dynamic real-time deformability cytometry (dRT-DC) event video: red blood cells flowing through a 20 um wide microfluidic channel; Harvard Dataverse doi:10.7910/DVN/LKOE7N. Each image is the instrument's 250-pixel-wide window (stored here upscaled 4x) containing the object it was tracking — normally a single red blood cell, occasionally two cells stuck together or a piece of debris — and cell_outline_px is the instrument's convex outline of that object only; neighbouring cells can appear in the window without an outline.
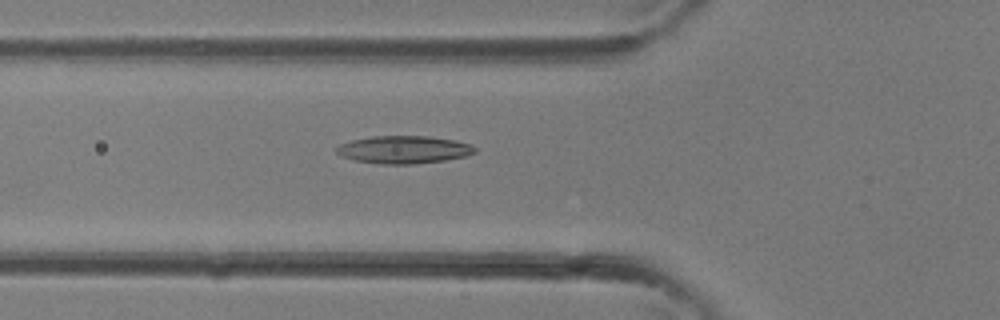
{"species": "common noctule bat (a hibernating species)", "species_latin": "Nyctalus noctula", "temperature_condition": "room temperature", "stored_images_in_passage": 22, "camera_frame_rate_fps": 3000, "um_per_image_px": 0.085, "animal": {"sex": "female"}, "frame": {"image": 1, "passage_image": 13, "time_ms": 4.0, "image_size_px": [1000, 320], "cell_outline_px": [[476, 152], [464, 156], [444, 160], [416, 164], [380, 164], [356, 160], [340, 156], [336, 152], [336, 148], [340, 144], [352, 140], [372, 136], [428, 136], [452, 140], [472, 144], [476, 148]], "centroid_in_image_um": [34.31, 12.72], "position_along_channel_um": 91.5, "area_um2": 22.25}}
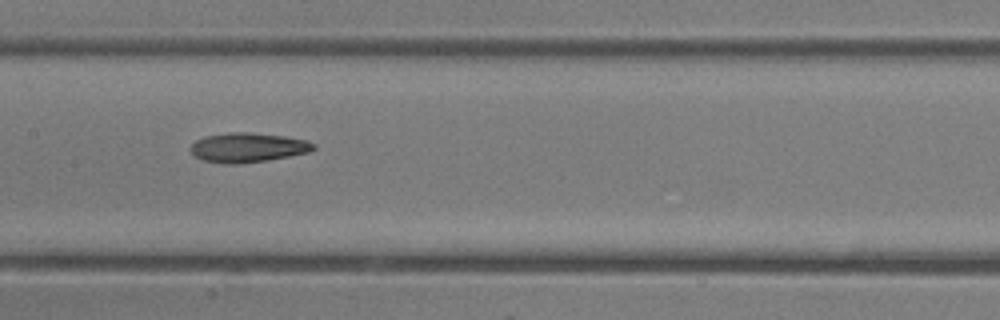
{"frame": {"image": 2, "passage_image": 18, "time_ms": 5.667, "image_size_px": [1000, 320], "cell_outline_px": [[316, 148], [308, 152], [268, 160], [236, 164], [224, 164], [204, 160], [196, 156], [188, 148], [196, 140], [204, 136], [228, 132], [248, 132], [284, 136], [308, 140], [316, 144]], "centroid_in_image_um": [21.06, 12.53], "position_along_channel_um": 186.3, "area_um2": 21.15}}
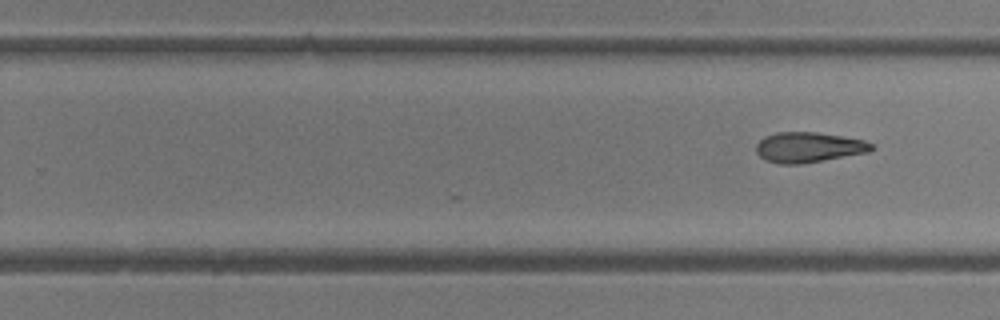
{"frame": {"image": 3, "passage_image": 22, "time_ms": 7.0, "image_size_px": [1000, 320], "cell_outline_px": [[876, 148], [868, 152], [824, 160], [800, 164], [780, 164], [764, 160], [756, 152], [756, 144], [764, 136], [776, 132], [816, 132], [864, 140], [872, 144]], "centroid_in_image_um": [68.7, 12.52], "position_along_channel_um": 261.1, "area_um2": 20.35}}